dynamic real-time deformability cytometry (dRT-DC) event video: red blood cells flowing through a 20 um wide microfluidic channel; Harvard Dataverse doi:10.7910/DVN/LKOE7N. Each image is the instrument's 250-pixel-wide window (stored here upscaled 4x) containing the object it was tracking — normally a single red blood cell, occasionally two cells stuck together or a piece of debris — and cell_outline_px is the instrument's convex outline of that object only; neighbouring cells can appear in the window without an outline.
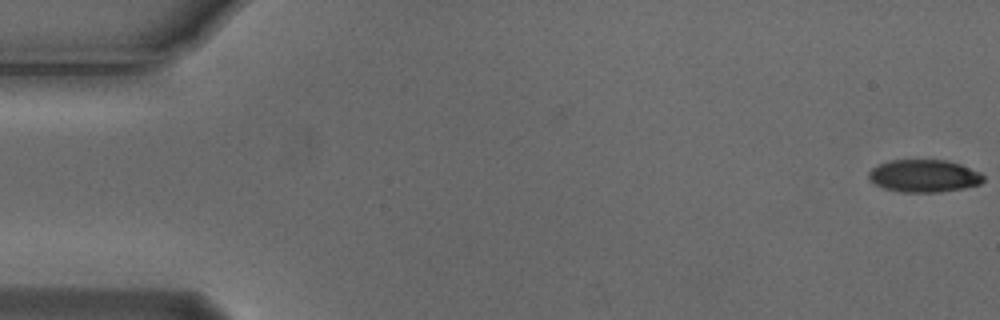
{"species": "Egyptian fruit bat (a non-hibernating species)", "species_latin": "Rousettus aegyptiacus", "temperature_condition": "cold", "stored_images_in_passage": 10, "camera_frame_rate_fps": 3000, "um_per_image_px": 0.085, "animal": {"sex": "male"}, "frame": {"image": 1, "passage_image": 1, "time_ms": 0.0, "image_size_px": [1000, 320], "cell_outline_px": [[984, 180], [980, 184], [964, 188], [940, 192], [904, 192], [884, 188], [868, 180], [868, 172], [872, 168], [880, 164], [892, 160], [948, 160], [960, 164], [980, 172], [984, 176]], "centroid_in_image_um": [78.55, 14.95], "position_along_channel_um": 6.5, "area_um2": 21.73}}